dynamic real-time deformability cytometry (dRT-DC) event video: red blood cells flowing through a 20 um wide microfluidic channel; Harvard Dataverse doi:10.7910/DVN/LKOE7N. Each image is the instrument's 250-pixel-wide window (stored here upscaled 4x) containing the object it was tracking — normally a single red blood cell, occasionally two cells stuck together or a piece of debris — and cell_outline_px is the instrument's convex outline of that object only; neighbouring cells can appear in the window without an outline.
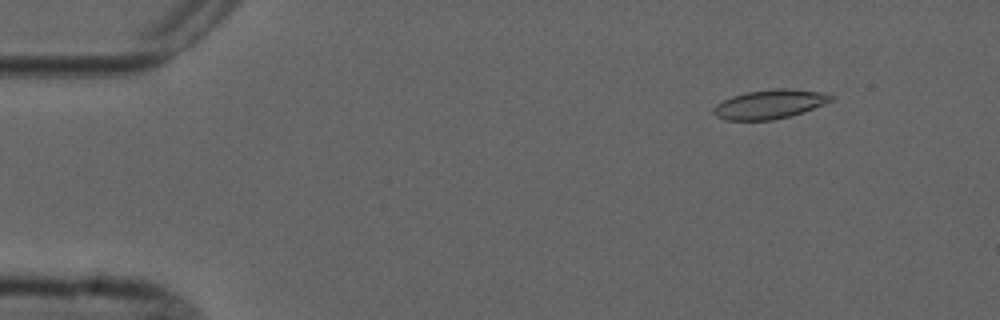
{"species": "common noctule bat (a hibernating species)", "species_latin": "Nyctalus noctula", "temperature_condition": "cold", "stored_images_in_passage": 7, "camera_frame_rate_fps": 3000, "um_per_image_px": 0.085, "animal": {"sex": "male", "forearm_length_mm": 52.5}, "frame": {"image": 1, "passage_image": 2, "time_ms": 1.0, "image_size_px": [1000, 320], "cell_outline_px": [[832, 100], [824, 104], [788, 116], [772, 120], [724, 120], [716, 116], [712, 112], [712, 108], [716, 104], [732, 96], [748, 92], [776, 88], [788, 88], [820, 92], [832, 96]], "centroid_in_image_um": [65.35, 8.86], "position_along_channel_um": 19.6, "area_um2": 19.59}}
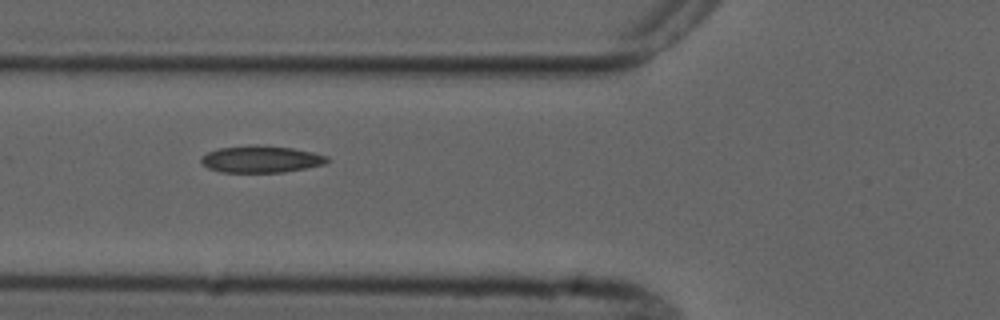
{"frame": {"image": 2, "passage_image": 6, "time_ms": 5.667, "image_size_px": [1000, 320], "cell_outline_px": [[332, 160], [324, 164], [284, 172], [220, 172], [208, 168], [200, 160], [200, 156], [208, 152], [220, 148], [256, 144], [292, 148], [312, 152], [328, 156]], "centroid_in_image_um": [22.19, 13.52], "position_along_channel_um": 103.6, "area_um2": 19.77}}
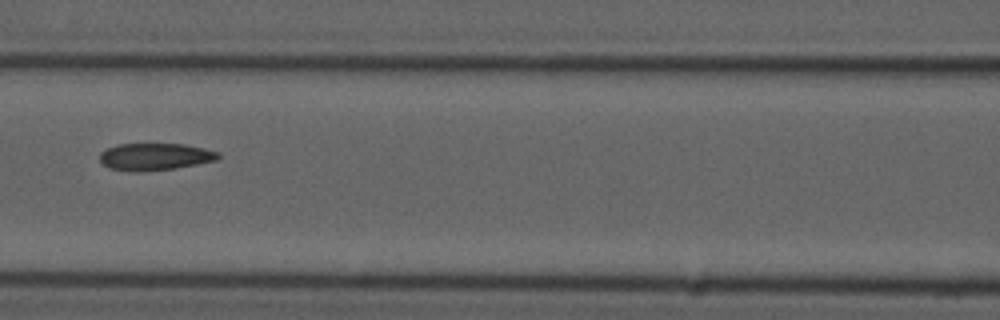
{"frame": {"image": 3, "passage_image": 7, "time_ms": 7.0, "image_size_px": [1000, 320], "cell_outline_px": [[220, 156], [216, 160], [176, 168], [136, 172], [132, 172], [108, 168], [100, 160], [100, 152], [108, 148], [120, 144], [184, 144], [204, 148], [220, 152]], "centroid_in_image_um": [13.17, 13.32], "position_along_channel_um": 153.4, "area_um2": 18.67}}